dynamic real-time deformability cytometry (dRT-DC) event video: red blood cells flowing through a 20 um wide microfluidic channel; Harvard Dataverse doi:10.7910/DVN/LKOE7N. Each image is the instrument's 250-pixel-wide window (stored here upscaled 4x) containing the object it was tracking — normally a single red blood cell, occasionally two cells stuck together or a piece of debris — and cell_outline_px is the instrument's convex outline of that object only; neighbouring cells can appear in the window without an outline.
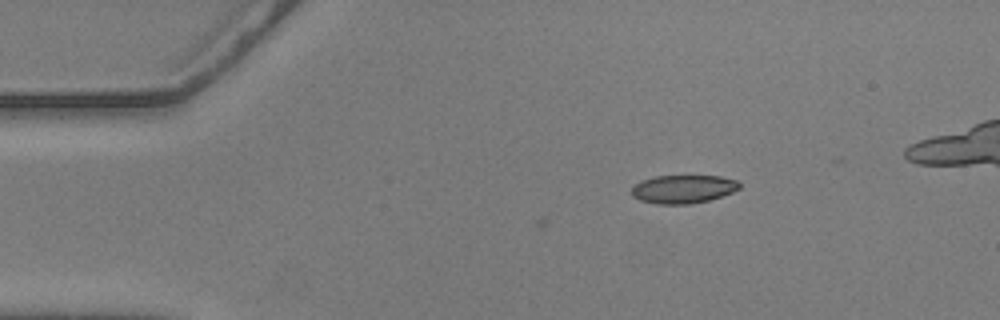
{"species": "common noctule bat (a hibernating species)", "species_latin": "Nyctalus noctula", "temperature_condition": "warm", "stored_images_in_passage": 4, "camera_frame_rate_fps": 3000, "um_per_image_px": 0.085, "animal": {"sex": "male", "body_mass_g": 20.5, "forearm_length_mm": 52.5}, "frame": {"image": 1, "passage_image": 1, "time_ms": 0.0, "image_size_px": [1000, 320], "cell_outline_px": [[740, 188], [732, 192], [708, 200], [688, 204], [656, 204], [640, 200], [632, 196], [632, 188], [640, 180], [656, 176], [720, 176], [740, 180]], "centroid_in_image_um": [58.08, 16.06], "position_along_channel_um": 26.9, "area_um2": 17.8}}